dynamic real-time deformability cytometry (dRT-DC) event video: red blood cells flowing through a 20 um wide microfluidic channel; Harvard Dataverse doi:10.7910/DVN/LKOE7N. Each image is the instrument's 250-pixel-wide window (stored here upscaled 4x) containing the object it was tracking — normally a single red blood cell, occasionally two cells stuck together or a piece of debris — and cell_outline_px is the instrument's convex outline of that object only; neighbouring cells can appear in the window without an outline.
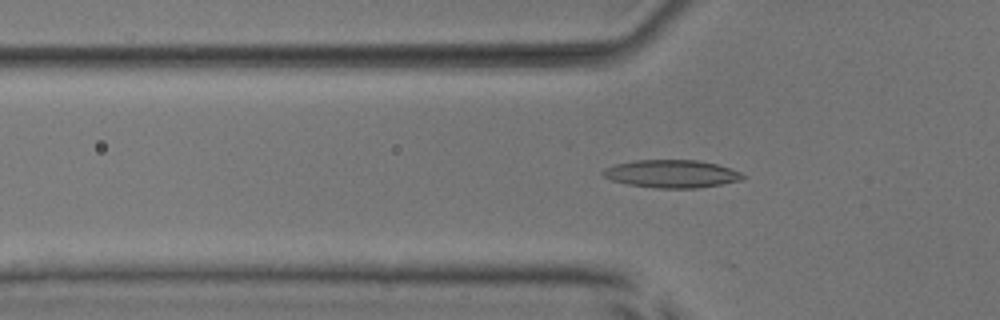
{"species": "common noctule bat (a hibernating species)", "species_latin": "Nyctalus noctula", "temperature_condition": "room temperature", "stored_images_in_passage": 15, "camera_frame_rate_fps": 3000, "um_per_image_px": 0.085, "animal": {"sex": "male", "body_mass_g": 17.9, "forearm_length_mm": 54.2}, "frame": {"image": 1, "passage_image": 10, "time_ms": 3.0, "image_size_px": [1000, 320], "cell_outline_px": [[744, 180], [696, 188], [656, 188], [628, 184], [612, 180], [604, 176], [600, 172], [604, 168], [612, 164], [636, 160], [696, 160], [716, 164], [740, 172], [744, 176]], "centroid_in_image_um": [57.04, 14.77], "position_along_channel_um": 68.8, "area_um2": 22.6}}
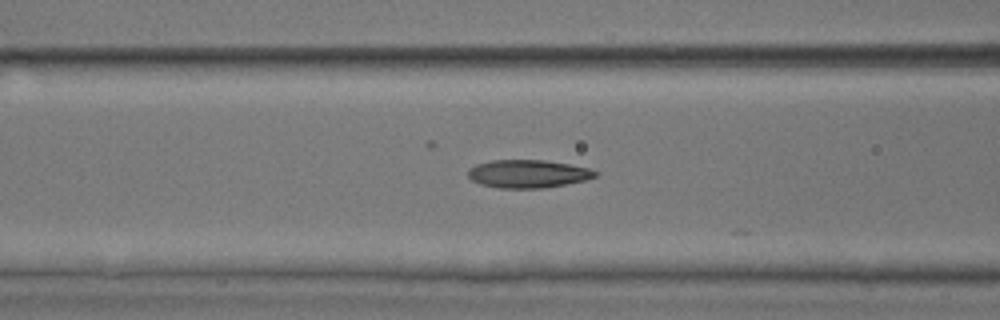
{"frame": {"image": 2, "passage_image": 14, "time_ms": 4.333, "image_size_px": [1000, 320], "cell_outline_px": [[600, 172], [596, 176], [584, 180], [544, 188], [500, 188], [480, 184], [472, 180], [468, 176], [468, 168], [476, 164], [492, 160], [544, 160], [568, 164], [588, 168]], "centroid_in_image_um": [44.85, 14.77], "position_along_channel_um": 121.7, "area_um2": 20.69}}